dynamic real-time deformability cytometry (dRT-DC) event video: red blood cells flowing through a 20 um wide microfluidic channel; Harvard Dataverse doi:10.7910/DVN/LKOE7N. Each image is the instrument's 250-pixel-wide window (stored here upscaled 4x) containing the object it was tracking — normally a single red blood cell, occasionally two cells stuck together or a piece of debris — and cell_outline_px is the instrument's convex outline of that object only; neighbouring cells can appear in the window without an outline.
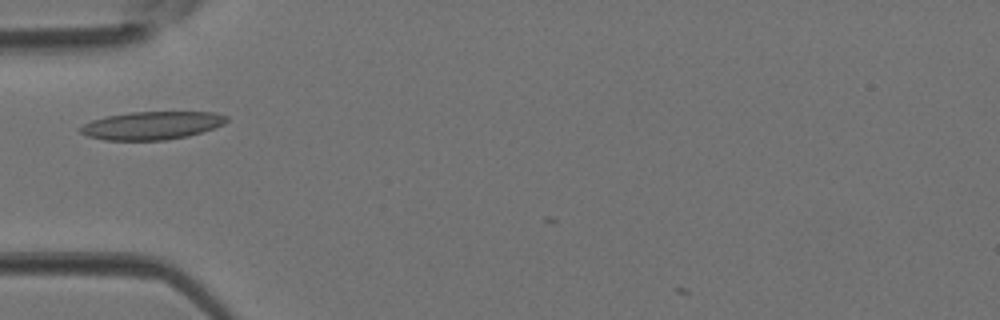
{"species": "Egyptian fruit bat (a non-hibernating species)", "species_latin": "Rousettus aegyptiacus", "temperature_condition": "room temperature", "stored_images_in_passage": 4, "camera_frame_rate_fps": 3000, "um_per_image_px": 0.085, "animal": {"sex": "female"}, "frame": {"image": 1, "passage_image": 3, "time_ms": 0.667, "image_size_px": [1000, 320], "cell_outline_px": [[228, 120], [224, 124], [188, 136], [164, 140], [104, 140], [88, 136], [80, 132], [76, 128], [92, 120], [108, 116], [132, 112], [216, 112], [228, 116]], "centroid_in_image_um": [12.89, 10.66], "position_along_channel_um": 72.1, "area_um2": 23.81}}